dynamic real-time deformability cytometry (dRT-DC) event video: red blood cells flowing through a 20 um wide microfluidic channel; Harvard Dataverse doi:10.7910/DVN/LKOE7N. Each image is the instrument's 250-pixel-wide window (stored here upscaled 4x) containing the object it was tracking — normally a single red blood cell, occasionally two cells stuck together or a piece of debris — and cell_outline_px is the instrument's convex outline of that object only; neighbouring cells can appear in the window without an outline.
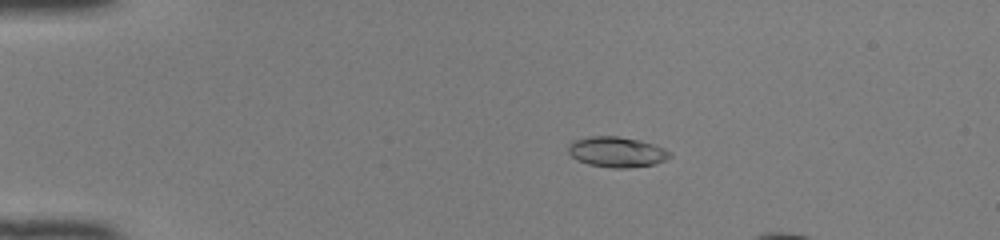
{"species": "common noctule bat (a hibernating species)", "species_latin": "Nyctalus noctula", "temperature_condition": "room temperature", "stored_images_in_passage": 36, "camera_frame_rate_fps": 3000, "um_per_image_px": 0.085, "animal": {"sex": "female", "body_mass_g": 22.0, "forearm_length_mm": 56.7}, "frame": {"image": 1, "passage_image": 1, "time_ms": 0.0, "image_size_px": [1000, 240], "cell_outline_px": [[672, 156], [656, 164], [628, 168], [612, 168], [588, 164], [576, 160], [568, 152], [568, 144], [576, 140], [588, 136], [616, 136], [640, 140], [664, 148], [672, 152]], "centroid_in_image_um": [52.43, 12.92], "position_along_channel_um": 32.6, "area_um2": 18.09}}
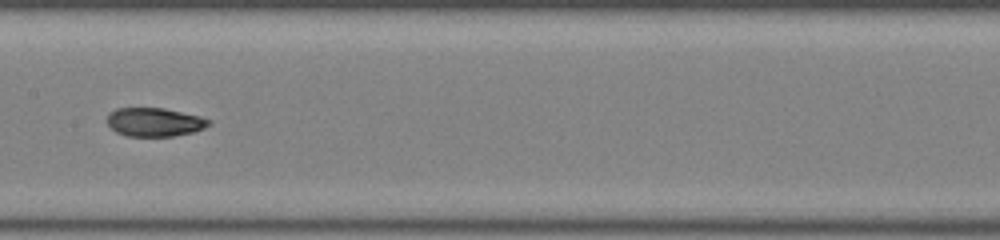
{"frame": {"image": 2, "passage_image": 17, "time_ms": 5.333, "image_size_px": [1000, 240], "cell_outline_px": [[212, 124], [204, 128], [192, 132], [172, 136], [128, 136], [116, 132], [108, 124], [108, 112], [116, 108], [164, 108], [200, 116], [212, 120]], "centroid_in_image_um": [13.15, 10.37], "position_along_channel_um": 194.2, "area_um2": 16.99}}
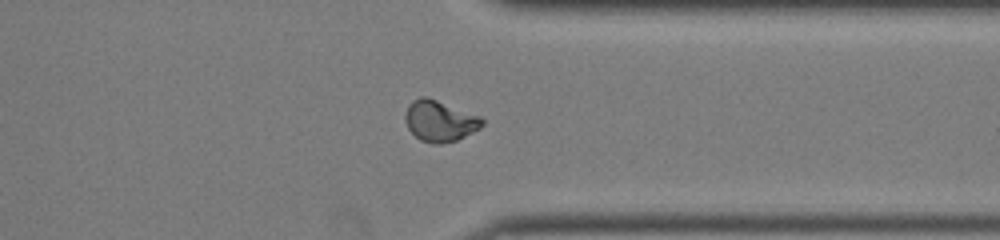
{"frame": {"image": 3, "passage_image": 30, "time_ms": 9.667, "image_size_px": [1000, 240], "cell_outline_px": [[484, 124], [480, 128], [456, 140], [440, 144], [432, 144], [420, 140], [408, 128], [404, 116], [408, 104], [412, 100], [420, 96], [428, 96], [480, 116], [484, 120]], "centroid_in_image_um": [37.36, 10.26], "position_along_channel_um": 374.0, "area_um2": 18.5}}